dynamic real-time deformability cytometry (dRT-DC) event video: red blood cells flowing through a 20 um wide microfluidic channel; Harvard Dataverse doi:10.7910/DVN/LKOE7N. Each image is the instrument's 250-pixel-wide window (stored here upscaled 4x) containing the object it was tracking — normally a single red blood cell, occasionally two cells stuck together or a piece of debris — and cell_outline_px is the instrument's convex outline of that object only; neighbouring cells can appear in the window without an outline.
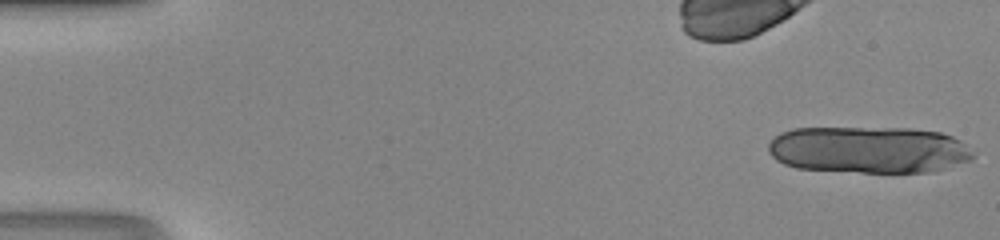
{"species": "human", "species_latin": "Homo sapiens", "temperature_condition": "room temperature", "stored_images_in_passage": 9, "camera_frame_rate_fps": 3000, "um_per_image_px": 0.085, "donor": {"sex": "male"}, "frame": {"image": 1, "passage_image": 1, "time_ms": 0.0, "image_size_px": [1000, 240], "cell_outline_px": [[976, 156], [968, 160], [928, 172], [860, 172], [796, 168], [784, 164], [776, 160], [768, 152], [768, 144], [780, 132], [792, 128], [908, 128], [940, 132], [952, 136], [960, 140], [976, 152]], "centroid_in_image_um": [73.82, 12.72], "position_along_channel_um": 11.2, "area_um2": 55.95}}